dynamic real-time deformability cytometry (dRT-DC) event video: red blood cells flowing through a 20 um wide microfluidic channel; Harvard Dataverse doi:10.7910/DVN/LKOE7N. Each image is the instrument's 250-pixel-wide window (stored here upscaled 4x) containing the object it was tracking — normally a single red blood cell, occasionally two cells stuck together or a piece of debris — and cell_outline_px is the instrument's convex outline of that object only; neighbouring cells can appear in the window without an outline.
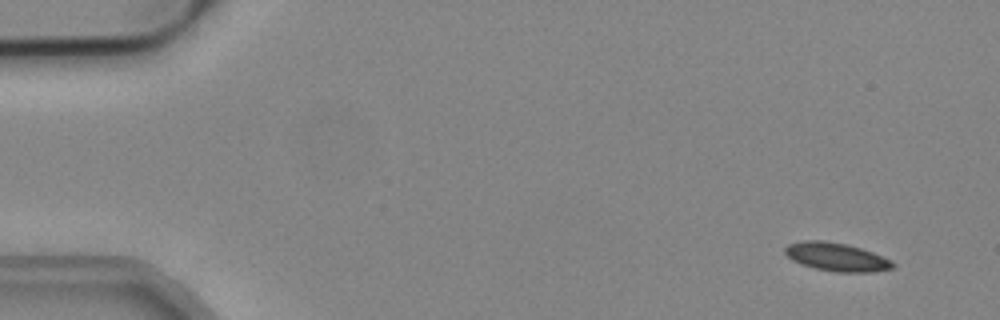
{"species": "common noctule bat (a hibernating species)", "species_latin": "Nyctalus noctula", "temperature_condition": "cold", "stored_images_in_passage": 54, "camera_frame_rate_fps": 3000, "um_per_image_px": 0.085, "animal": {"sex": "male", "body_mass_g": 19.2, "forearm_length_mm": 51.8}, "frame": {"image": 1, "passage_image": 4, "time_ms": 1.0, "image_size_px": [1000, 320], "cell_outline_px": [[896, 264], [892, 268], [872, 272], [836, 272], [816, 268], [800, 264], [792, 260], [784, 252], [784, 248], [788, 244], [804, 240], [824, 240], [848, 244], [872, 252], [892, 260]], "centroid_in_image_um": [71.09, 21.83], "position_along_channel_um": 13.9, "area_um2": 17.86}}
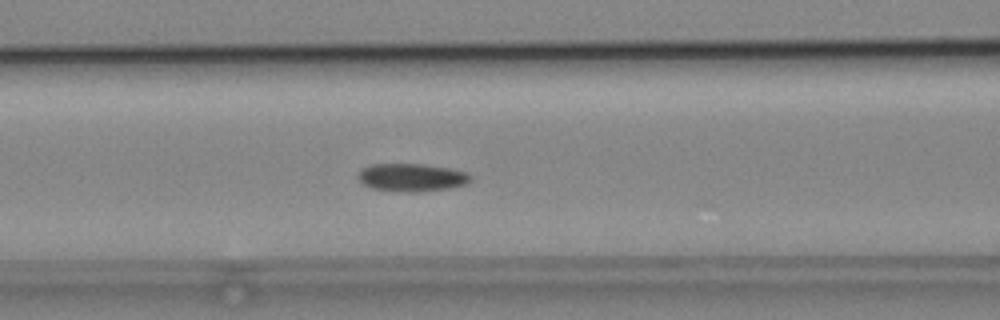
{"frame": {"image": 2, "passage_image": 23, "time_ms": 7.333, "image_size_px": [1000, 320], "cell_outline_px": [[472, 180], [464, 184], [448, 188], [416, 192], [372, 188], [364, 184], [356, 176], [364, 168], [372, 164], [424, 164], [452, 168], [468, 172], [472, 176]], "centroid_in_image_um": [35.05, 15.06], "position_along_channel_um": 131.6, "area_um2": 18.09}}
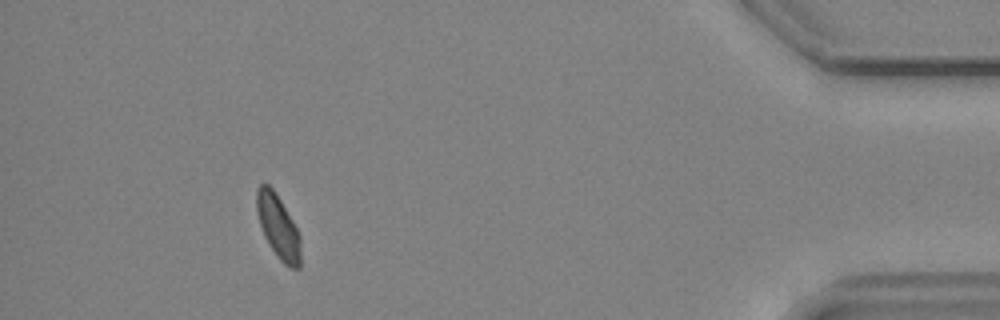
{"frame": {"image": 3, "passage_image": 50, "time_ms": 16.333, "image_size_px": [1000, 320], "cell_outline_px": [[300, 268], [288, 268], [280, 260], [264, 236], [260, 224], [256, 208], [256, 188], [260, 184], [268, 184], [272, 188], [280, 200], [292, 220], [300, 236]], "centroid_in_image_um": [23.63, 19.27], "position_along_channel_um": 411.6, "area_um2": 16.07}}